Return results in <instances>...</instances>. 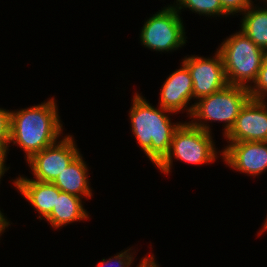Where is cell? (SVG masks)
<instances>
[{
	"label": "cell",
	"mask_w": 267,
	"mask_h": 267,
	"mask_svg": "<svg viewBox=\"0 0 267 267\" xmlns=\"http://www.w3.org/2000/svg\"><path fill=\"white\" fill-rule=\"evenodd\" d=\"M79 154L71 164L52 182L61 192L89 199L93 196L90 187L88 165Z\"/></svg>",
	"instance_id": "cell-13"
},
{
	"label": "cell",
	"mask_w": 267,
	"mask_h": 267,
	"mask_svg": "<svg viewBox=\"0 0 267 267\" xmlns=\"http://www.w3.org/2000/svg\"><path fill=\"white\" fill-rule=\"evenodd\" d=\"M10 225V222L8 221V218L4 216V213L0 210V237L2 234H4L5 229H7Z\"/></svg>",
	"instance_id": "cell-23"
},
{
	"label": "cell",
	"mask_w": 267,
	"mask_h": 267,
	"mask_svg": "<svg viewBox=\"0 0 267 267\" xmlns=\"http://www.w3.org/2000/svg\"><path fill=\"white\" fill-rule=\"evenodd\" d=\"M155 259L154 254H149L140 259L139 264L136 267H160Z\"/></svg>",
	"instance_id": "cell-21"
},
{
	"label": "cell",
	"mask_w": 267,
	"mask_h": 267,
	"mask_svg": "<svg viewBox=\"0 0 267 267\" xmlns=\"http://www.w3.org/2000/svg\"><path fill=\"white\" fill-rule=\"evenodd\" d=\"M261 1L263 2L264 5H262L263 7L266 6L267 7V0H260L259 2L261 3Z\"/></svg>",
	"instance_id": "cell-25"
},
{
	"label": "cell",
	"mask_w": 267,
	"mask_h": 267,
	"mask_svg": "<svg viewBox=\"0 0 267 267\" xmlns=\"http://www.w3.org/2000/svg\"><path fill=\"white\" fill-rule=\"evenodd\" d=\"M135 92L129 111L131 132L148 160L157 165L168 153L176 129L182 123L172 122L169 115L173 112L161 106H153Z\"/></svg>",
	"instance_id": "cell-2"
},
{
	"label": "cell",
	"mask_w": 267,
	"mask_h": 267,
	"mask_svg": "<svg viewBox=\"0 0 267 267\" xmlns=\"http://www.w3.org/2000/svg\"><path fill=\"white\" fill-rule=\"evenodd\" d=\"M252 84L248 88L250 99L267 101V50L265 51L259 73Z\"/></svg>",
	"instance_id": "cell-17"
},
{
	"label": "cell",
	"mask_w": 267,
	"mask_h": 267,
	"mask_svg": "<svg viewBox=\"0 0 267 267\" xmlns=\"http://www.w3.org/2000/svg\"><path fill=\"white\" fill-rule=\"evenodd\" d=\"M130 250L131 248L124 251L122 250L113 257L104 258L99 261L95 267H132V264H134V252Z\"/></svg>",
	"instance_id": "cell-18"
},
{
	"label": "cell",
	"mask_w": 267,
	"mask_h": 267,
	"mask_svg": "<svg viewBox=\"0 0 267 267\" xmlns=\"http://www.w3.org/2000/svg\"><path fill=\"white\" fill-rule=\"evenodd\" d=\"M80 153L74 136L66 134L60 141L27 160L34 176L32 180L52 183Z\"/></svg>",
	"instance_id": "cell-7"
},
{
	"label": "cell",
	"mask_w": 267,
	"mask_h": 267,
	"mask_svg": "<svg viewBox=\"0 0 267 267\" xmlns=\"http://www.w3.org/2000/svg\"><path fill=\"white\" fill-rule=\"evenodd\" d=\"M83 198L66 192H60L56 196V202L51 214L45 219L55 229L67 226L73 222L90 219L88 211L84 208Z\"/></svg>",
	"instance_id": "cell-14"
},
{
	"label": "cell",
	"mask_w": 267,
	"mask_h": 267,
	"mask_svg": "<svg viewBox=\"0 0 267 267\" xmlns=\"http://www.w3.org/2000/svg\"><path fill=\"white\" fill-rule=\"evenodd\" d=\"M176 1V2H175ZM172 4L181 15L182 9H189L200 16L209 17H228L223 10L220 0H175Z\"/></svg>",
	"instance_id": "cell-16"
},
{
	"label": "cell",
	"mask_w": 267,
	"mask_h": 267,
	"mask_svg": "<svg viewBox=\"0 0 267 267\" xmlns=\"http://www.w3.org/2000/svg\"><path fill=\"white\" fill-rule=\"evenodd\" d=\"M13 184L20 195L39 213L38 219L45 221L54 209L56 196H59L61 191L53 183L39 182L22 175L16 177Z\"/></svg>",
	"instance_id": "cell-12"
},
{
	"label": "cell",
	"mask_w": 267,
	"mask_h": 267,
	"mask_svg": "<svg viewBox=\"0 0 267 267\" xmlns=\"http://www.w3.org/2000/svg\"><path fill=\"white\" fill-rule=\"evenodd\" d=\"M11 110L0 108V144L10 150Z\"/></svg>",
	"instance_id": "cell-19"
},
{
	"label": "cell",
	"mask_w": 267,
	"mask_h": 267,
	"mask_svg": "<svg viewBox=\"0 0 267 267\" xmlns=\"http://www.w3.org/2000/svg\"><path fill=\"white\" fill-rule=\"evenodd\" d=\"M180 64L181 67L172 72L161 86L158 106L175 114L186 111L190 117L194 106L190 102L193 100V82L188 67L183 62Z\"/></svg>",
	"instance_id": "cell-11"
},
{
	"label": "cell",
	"mask_w": 267,
	"mask_h": 267,
	"mask_svg": "<svg viewBox=\"0 0 267 267\" xmlns=\"http://www.w3.org/2000/svg\"><path fill=\"white\" fill-rule=\"evenodd\" d=\"M222 152L226 166L237 172L256 177L267 170V141L228 143Z\"/></svg>",
	"instance_id": "cell-10"
},
{
	"label": "cell",
	"mask_w": 267,
	"mask_h": 267,
	"mask_svg": "<svg viewBox=\"0 0 267 267\" xmlns=\"http://www.w3.org/2000/svg\"><path fill=\"white\" fill-rule=\"evenodd\" d=\"M212 134L192 125L189 121L182 122L174 132L168 153L155 167L167 175L172 172L174 159L198 166L217 161V157L222 158L223 152L216 151L218 148L215 146Z\"/></svg>",
	"instance_id": "cell-4"
},
{
	"label": "cell",
	"mask_w": 267,
	"mask_h": 267,
	"mask_svg": "<svg viewBox=\"0 0 267 267\" xmlns=\"http://www.w3.org/2000/svg\"><path fill=\"white\" fill-rule=\"evenodd\" d=\"M261 227L262 228H260L261 230L258 232V235H261L262 232L267 230V215H266L265 221L263 222Z\"/></svg>",
	"instance_id": "cell-24"
},
{
	"label": "cell",
	"mask_w": 267,
	"mask_h": 267,
	"mask_svg": "<svg viewBox=\"0 0 267 267\" xmlns=\"http://www.w3.org/2000/svg\"><path fill=\"white\" fill-rule=\"evenodd\" d=\"M223 10L228 14V15H239L237 13L241 14L248 8L250 7L254 1L253 0H220Z\"/></svg>",
	"instance_id": "cell-20"
},
{
	"label": "cell",
	"mask_w": 267,
	"mask_h": 267,
	"mask_svg": "<svg viewBox=\"0 0 267 267\" xmlns=\"http://www.w3.org/2000/svg\"><path fill=\"white\" fill-rule=\"evenodd\" d=\"M212 57L187 55L181 60L190 72L193 82V99L209 96L224 89L228 83L224 71L223 59L218 50Z\"/></svg>",
	"instance_id": "cell-8"
},
{
	"label": "cell",
	"mask_w": 267,
	"mask_h": 267,
	"mask_svg": "<svg viewBox=\"0 0 267 267\" xmlns=\"http://www.w3.org/2000/svg\"><path fill=\"white\" fill-rule=\"evenodd\" d=\"M63 124L53 97L34 106L11 110L10 141L25 153V161L61 139Z\"/></svg>",
	"instance_id": "cell-1"
},
{
	"label": "cell",
	"mask_w": 267,
	"mask_h": 267,
	"mask_svg": "<svg viewBox=\"0 0 267 267\" xmlns=\"http://www.w3.org/2000/svg\"><path fill=\"white\" fill-rule=\"evenodd\" d=\"M224 138L228 140L227 143L267 141L266 100L249 99Z\"/></svg>",
	"instance_id": "cell-9"
},
{
	"label": "cell",
	"mask_w": 267,
	"mask_h": 267,
	"mask_svg": "<svg viewBox=\"0 0 267 267\" xmlns=\"http://www.w3.org/2000/svg\"><path fill=\"white\" fill-rule=\"evenodd\" d=\"M255 5V6H254ZM240 31L248 36L258 47L267 50V7L253 3L243 13Z\"/></svg>",
	"instance_id": "cell-15"
},
{
	"label": "cell",
	"mask_w": 267,
	"mask_h": 267,
	"mask_svg": "<svg viewBox=\"0 0 267 267\" xmlns=\"http://www.w3.org/2000/svg\"><path fill=\"white\" fill-rule=\"evenodd\" d=\"M249 99L248 88L227 85L224 89L195 101L189 122L209 133L213 130L208 124L210 121V123L222 122L224 124L223 136H225Z\"/></svg>",
	"instance_id": "cell-5"
},
{
	"label": "cell",
	"mask_w": 267,
	"mask_h": 267,
	"mask_svg": "<svg viewBox=\"0 0 267 267\" xmlns=\"http://www.w3.org/2000/svg\"><path fill=\"white\" fill-rule=\"evenodd\" d=\"M7 153L9 154V150L5 149L1 154H0V183H1V178L4 176L5 172L9 170V166H6V160H7Z\"/></svg>",
	"instance_id": "cell-22"
},
{
	"label": "cell",
	"mask_w": 267,
	"mask_h": 267,
	"mask_svg": "<svg viewBox=\"0 0 267 267\" xmlns=\"http://www.w3.org/2000/svg\"><path fill=\"white\" fill-rule=\"evenodd\" d=\"M5 150V148L0 144V154Z\"/></svg>",
	"instance_id": "cell-26"
},
{
	"label": "cell",
	"mask_w": 267,
	"mask_h": 267,
	"mask_svg": "<svg viewBox=\"0 0 267 267\" xmlns=\"http://www.w3.org/2000/svg\"><path fill=\"white\" fill-rule=\"evenodd\" d=\"M172 4L151 15L140 31V43L158 52H174L185 46L187 36L183 19Z\"/></svg>",
	"instance_id": "cell-6"
},
{
	"label": "cell",
	"mask_w": 267,
	"mask_h": 267,
	"mask_svg": "<svg viewBox=\"0 0 267 267\" xmlns=\"http://www.w3.org/2000/svg\"><path fill=\"white\" fill-rule=\"evenodd\" d=\"M218 47L228 85L249 88L262 66L265 50L240 30L226 37Z\"/></svg>",
	"instance_id": "cell-3"
}]
</instances>
